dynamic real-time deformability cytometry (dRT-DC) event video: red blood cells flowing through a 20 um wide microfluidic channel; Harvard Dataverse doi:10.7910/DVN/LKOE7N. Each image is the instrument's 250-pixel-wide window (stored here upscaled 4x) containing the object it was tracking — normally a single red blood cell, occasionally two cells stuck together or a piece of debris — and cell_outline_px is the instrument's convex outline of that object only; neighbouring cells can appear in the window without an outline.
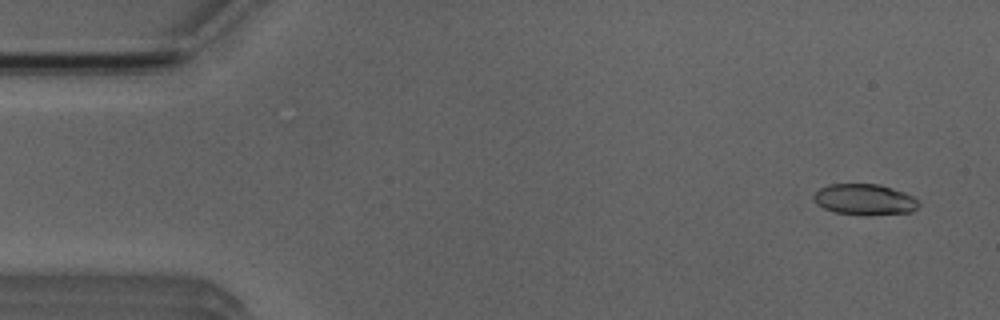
{"species": "Egyptian fruit bat (a non-hibernating species)", "species_latin": "Rousettus aegyptiacus", "temperature_condition": "room temperature", "stored_images_in_passage": 3, "camera_frame_rate_fps": 3000, "um_per_image_px": 0.085, "animal": {"sex": "male"}, "frame": {"image": 1, "passage_image": 3, "time_ms": 3.0, "image_size_px": [1000, 320], "cell_outline_px": [[920, 204], [912, 212], [864, 216], [836, 212], [824, 208], [816, 204], [812, 200], [812, 196], [820, 188], [828, 184], [880, 184], [904, 192], [920, 200]], "centroid_in_image_um": [73.49, 16.96], "position_along_channel_um": 11.5, "area_um2": 19.25}}